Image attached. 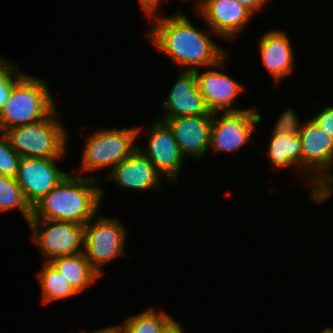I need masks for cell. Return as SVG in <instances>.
Instances as JSON below:
<instances>
[{"mask_svg": "<svg viewBox=\"0 0 333 333\" xmlns=\"http://www.w3.org/2000/svg\"><path fill=\"white\" fill-rule=\"evenodd\" d=\"M153 19V26L146 34L149 41L180 65V71H196L201 67L210 69L228 55L209 37L212 34L217 36L211 29L208 33L198 30L180 10L170 17L158 15Z\"/></svg>", "mask_w": 333, "mask_h": 333, "instance_id": "cell-1", "label": "cell"}, {"mask_svg": "<svg viewBox=\"0 0 333 333\" xmlns=\"http://www.w3.org/2000/svg\"><path fill=\"white\" fill-rule=\"evenodd\" d=\"M99 178L66 175L32 207L30 219L86 224L96 217L104 189Z\"/></svg>", "mask_w": 333, "mask_h": 333, "instance_id": "cell-2", "label": "cell"}, {"mask_svg": "<svg viewBox=\"0 0 333 333\" xmlns=\"http://www.w3.org/2000/svg\"><path fill=\"white\" fill-rule=\"evenodd\" d=\"M283 114L296 126L302 145V170L306 185L311 184L310 197L322 203L333 196V139L310 118L299 124L297 115L291 108ZM308 178V179H307ZM308 181V182H307Z\"/></svg>", "mask_w": 333, "mask_h": 333, "instance_id": "cell-3", "label": "cell"}, {"mask_svg": "<svg viewBox=\"0 0 333 333\" xmlns=\"http://www.w3.org/2000/svg\"><path fill=\"white\" fill-rule=\"evenodd\" d=\"M46 81L25 74L12 87L0 110L1 130L45 119L58 107Z\"/></svg>", "mask_w": 333, "mask_h": 333, "instance_id": "cell-4", "label": "cell"}, {"mask_svg": "<svg viewBox=\"0 0 333 333\" xmlns=\"http://www.w3.org/2000/svg\"><path fill=\"white\" fill-rule=\"evenodd\" d=\"M59 109L34 123L5 130L10 146L21 158H62L66 153L68 131L58 121Z\"/></svg>", "mask_w": 333, "mask_h": 333, "instance_id": "cell-5", "label": "cell"}, {"mask_svg": "<svg viewBox=\"0 0 333 333\" xmlns=\"http://www.w3.org/2000/svg\"><path fill=\"white\" fill-rule=\"evenodd\" d=\"M141 128L103 129L89 135L82 155V172H94L102 168L111 170L137 150L134 144Z\"/></svg>", "mask_w": 333, "mask_h": 333, "instance_id": "cell-6", "label": "cell"}, {"mask_svg": "<svg viewBox=\"0 0 333 333\" xmlns=\"http://www.w3.org/2000/svg\"><path fill=\"white\" fill-rule=\"evenodd\" d=\"M28 226L33 234L31 239L40 250L44 262L84 252L85 224L30 219Z\"/></svg>", "mask_w": 333, "mask_h": 333, "instance_id": "cell-7", "label": "cell"}, {"mask_svg": "<svg viewBox=\"0 0 333 333\" xmlns=\"http://www.w3.org/2000/svg\"><path fill=\"white\" fill-rule=\"evenodd\" d=\"M95 218L98 217L85 224L84 254L93 269L102 276L101 267L125 254L127 230L118 219L99 217L94 221Z\"/></svg>", "mask_w": 333, "mask_h": 333, "instance_id": "cell-8", "label": "cell"}, {"mask_svg": "<svg viewBox=\"0 0 333 333\" xmlns=\"http://www.w3.org/2000/svg\"><path fill=\"white\" fill-rule=\"evenodd\" d=\"M217 114L213 113L209 146L215 152H236L251 142L255 125L261 121V116L252 108L223 112L221 117Z\"/></svg>", "mask_w": 333, "mask_h": 333, "instance_id": "cell-9", "label": "cell"}, {"mask_svg": "<svg viewBox=\"0 0 333 333\" xmlns=\"http://www.w3.org/2000/svg\"><path fill=\"white\" fill-rule=\"evenodd\" d=\"M58 159L21 158L15 180L31 208L66 177L56 165Z\"/></svg>", "mask_w": 333, "mask_h": 333, "instance_id": "cell-10", "label": "cell"}, {"mask_svg": "<svg viewBox=\"0 0 333 333\" xmlns=\"http://www.w3.org/2000/svg\"><path fill=\"white\" fill-rule=\"evenodd\" d=\"M149 129L147 146L143 149L137 146V150L148 158L162 177H168L177 184V174L182 169L185 158L180 153L171 129L159 119Z\"/></svg>", "mask_w": 333, "mask_h": 333, "instance_id": "cell-11", "label": "cell"}, {"mask_svg": "<svg viewBox=\"0 0 333 333\" xmlns=\"http://www.w3.org/2000/svg\"><path fill=\"white\" fill-rule=\"evenodd\" d=\"M197 13L217 37L234 39L247 27L253 13L235 0H204Z\"/></svg>", "mask_w": 333, "mask_h": 333, "instance_id": "cell-12", "label": "cell"}, {"mask_svg": "<svg viewBox=\"0 0 333 333\" xmlns=\"http://www.w3.org/2000/svg\"><path fill=\"white\" fill-rule=\"evenodd\" d=\"M227 57L214 65L212 70L210 69L203 73L200 69L195 71L198 90L211 113L243 110L239 108L235 109L231 105L234 103L236 97L242 93L244 86L225 73L218 71V68H223Z\"/></svg>", "mask_w": 333, "mask_h": 333, "instance_id": "cell-13", "label": "cell"}, {"mask_svg": "<svg viewBox=\"0 0 333 333\" xmlns=\"http://www.w3.org/2000/svg\"><path fill=\"white\" fill-rule=\"evenodd\" d=\"M171 129L184 158L193 156L201 160L209 151L213 115L157 118Z\"/></svg>", "mask_w": 333, "mask_h": 333, "instance_id": "cell-14", "label": "cell"}, {"mask_svg": "<svg viewBox=\"0 0 333 333\" xmlns=\"http://www.w3.org/2000/svg\"><path fill=\"white\" fill-rule=\"evenodd\" d=\"M180 72L163 103L165 112L161 118L213 115L198 90L195 71Z\"/></svg>", "mask_w": 333, "mask_h": 333, "instance_id": "cell-15", "label": "cell"}, {"mask_svg": "<svg viewBox=\"0 0 333 333\" xmlns=\"http://www.w3.org/2000/svg\"><path fill=\"white\" fill-rule=\"evenodd\" d=\"M107 172L108 176L99 180H111L123 189L143 191L161 188L162 175L139 150Z\"/></svg>", "mask_w": 333, "mask_h": 333, "instance_id": "cell-16", "label": "cell"}, {"mask_svg": "<svg viewBox=\"0 0 333 333\" xmlns=\"http://www.w3.org/2000/svg\"><path fill=\"white\" fill-rule=\"evenodd\" d=\"M258 42L262 63L277 84L294 72V50L285 31H268Z\"/></svg>", "mask_w": 333, "mask_h": 333, "instance_id": "cell-17", "label": "cell"}, {"mask_svg": "<svg viewBox=\"0 0 333 333\" xmlns=\"http://www.w3.org/2000/svg\"><path fill=\"white\" fill-rule=\"evenodd\" d=\"M272 131L267 155L274 168L293 165L302 170V145L296 126L282 113Z\"/></svg>", "mask_w": 333, "mask_h": 333, "instance_id": "cell-18", "label": "cell"}, {"mask_svg": "<svg viewBox=\"0 0 333 333\" xmlns=\"http://www.w3.org/2000/svg\"><path fill=\"white\" fill-rule=\"evenodd\" d=\"M50 263L69 281L78 294L89 288L88 286L100 277L87 260L84 252L71 256L56 257Z\"/></svg>", "mask_w": 333, "mask_h": 333, "instance_id": "cell-19", "label": "cell"}, {"mask_svg": "<svg viewBox=\"0 0 333 333\" xmlns=\"http://www.w3.org/2000/svg\"><path fill=\"white\" fill-rule=\"evenodd\" d=\"M43 266L38 273L43 304L78 294L50 262H44Z\"/></svg>", "mask_w": 333, "mask_h": 333, "instance_id": "cell-20", "label": "cell"}, {"mask_svg": "<svg viewBox=\"0 0 333 333\" xmlns=\"http://www.w3.org/2000/svg\"><path fill=\"white\" fill-rule=\"evenodd\" d=\"M175 319L161 310L149 308L126 319L123 327L126 333H163Z\"/></svg>", "mask_w": 333, "mask_h": 333, "instance_id": "cell-21", "label": "cell"}, {"mask_svg": "<svg viewBox=\"0 0 333 333\" xmlns=\"http://www.w3.org/2000/svg\"><path fill=\"white\" fill-rule=\"evenodd\" d=\"M14 209H19L28 223L32 216V208L26 201L21 187L15 178L0 175V213Z\"/></svg>", "mask_w": 333, "mask_h": 333, "instance_id": "cell-22", "label": "cell"}, {"mask_svg": "<svg viewBox=\"0 0 333 333\" xmlns=\"http://www.w3.org/2000/svg\"><path fill=\"white\" fill-rule=\"evenodd\" d=\"M21 157L10 146L4 130L0 129V175L15 178Z\"/></svg>", "mask_w": 333, "mask_h": 333, "instance_id": "cell-23", "label": "cell"}, {"mask_svg": "<svg viewBox=\"0 0 333 333\" xmlns=\"http://www.w3.org/2000/svg\"><path fill=\"white\" fill-rule=\"evenodd\" d=\"M18 71L17 64L5 59L0 62V110L7 101L12 87L25 75Z\"/></svg>", "mask_w": 333, "mask_h": 333, "instance_id": "cell-24", "label": "cell"}, {"mask_svg": "<svg viewBox=\"0 0 333 333\" xmlns=\"http://www.w3.org/2000/svg\"><path fill=\"white\" fill-rule=\"evenodd\" d=\"M311 120L333 139V106H326Z\"/></svg>", "mask_w": 333, "mask_h": 333, "instance_id": "cell-25", "label": "cell"}, {"mask_svg": "<svg viewBox=\"0 0 333 333\" xmlns=\"http://www.w3.org/2000/svg\"><path fill=\"white\" fill-rule=\"evenodd\" d=\"M138 1L141 7L143 8L147 18L151 20L158 16L156 14V11L160 6V3L162 2L161 0H138Z\"/></svg>", "mask_w": 333, "mask_h": 333, "instance_id": "cell-26", "label": "cell"}, {"mask_svg": "<svg viewBox=\"0 0 333 333\" xmlns=\"http://www.w3.org/2000/svg\"><path fill=\"white\" fill-rule=\"evenodd\" d=\"M238 3L242 4L248 10H250L254 15L261 11L268 0H235Z\"/></svg>", "mask_w": 333, "mask_h": 333, "instance_id": "cell-27", "label": "cell"}, {"mask_svg": "<svg viewBox=\"0 0 333 333\" xmlns=\"http://www.w3.org/2000/svg\"><path fill=\"white\" fill-rule=\"evenodd\" d=\"M80 333H85L84 331L80 332ZM91 333H126L123 325H114V326H108L102 329H99L95 332H91Z\"/></svg>", "mask_w": 333, "mask_h": 333, "instance_id": "cell-28", "label": "cell"}, {"mask_svg": "<svg viewBox=\"0 0 333 333\" xmlns=\"http://www.w3.org/2000/svg\"><path fill=\"white\" fill-rule=\"evenodd\" d=\"M181 324L174 320L163 333H184Z\"/></svg>", "mask_w": 333, "mask_h": 333, "instance_id": "cell-29", "label": "cell"}, {"mask_svg": "<svg viewBox=\"0 0 333 333\" xmlns=\"http://www.w3.org/2000/svg\"><path fill=\"white\" fill-rule=\"evenodd\" d=\"M320 333H333V328L329 327L321 331Z\"/></svg>", "mask_w": 333, "mask_h": 333, "instance_id": "cell-30", "label": "cell"}, {"mask_svg": "<svg viewBox=\"0 0 333 333\" xmlns=\"http://www.w3.org/2000/svg\"><path fill=\"white\" fill-rule=\"evenodd\" d=\"M190 1H191V0H190ZM203 1H204V0H197L196 4H197V3H198V4L196 5L195 9H196V8H197V7L203 2Z\"/></svg>", "mask_w": 333, "mask_h": 333, "instance_id": "cell-31", "label": "cell"}]
</instances>
